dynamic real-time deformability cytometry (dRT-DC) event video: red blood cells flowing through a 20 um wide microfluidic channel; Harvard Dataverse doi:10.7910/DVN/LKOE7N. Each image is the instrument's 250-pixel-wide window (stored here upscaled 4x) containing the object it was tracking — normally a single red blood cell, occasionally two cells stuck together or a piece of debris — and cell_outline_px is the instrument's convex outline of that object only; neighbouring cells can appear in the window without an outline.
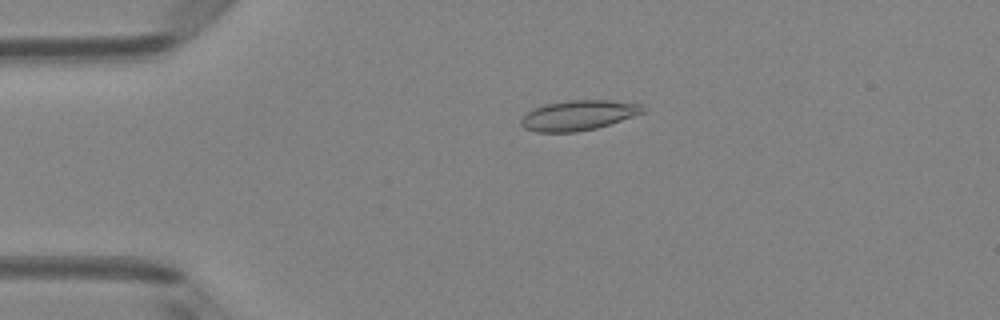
{"species": "Egyptian fruit bat (a non-hibernating species)", "species_latin": "Rousettus aegyptiacus", "temperature_condition": "room temperature", "stored_images_in_passage": 3, "camera_frame_rate_fps": 3000, "um_per_image_px": 0.085, "animal": {"sex": "female"}, "frame": {"image": 1, "passage_image": 3, "time_ms": 0.667, "image_size_px": [1000, 320], "cell_outline_px": [[644, 112], [596, 128], [576, 132], [536, 132], [524, 128], [520, 124], [520, 120], [532, 108], [544, 104], [568, 100], [608, 100], [640, 104], [644, 108]], "centroid_in_image_um": [49.1, 9.8], "position_along_channel_um": 35.9, "area_um2": 21.15}}